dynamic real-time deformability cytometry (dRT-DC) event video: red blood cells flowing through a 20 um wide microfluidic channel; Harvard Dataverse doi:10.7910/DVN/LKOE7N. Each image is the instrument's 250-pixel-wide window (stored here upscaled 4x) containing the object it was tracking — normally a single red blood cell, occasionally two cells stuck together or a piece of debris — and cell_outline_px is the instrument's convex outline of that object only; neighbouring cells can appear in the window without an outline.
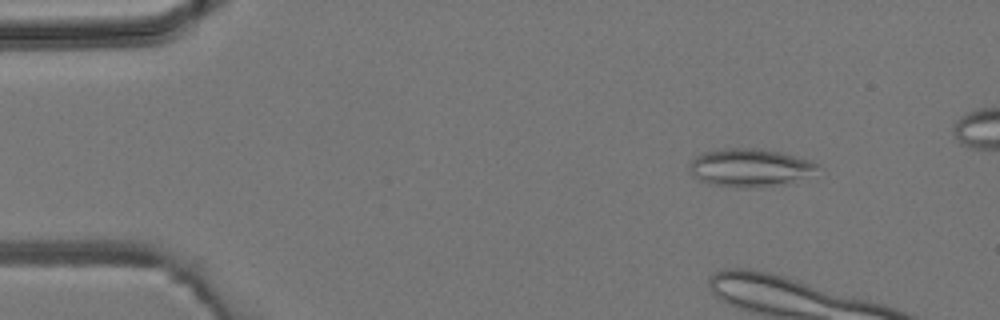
{"species": "common noctule bat (a hibernating species)", "species_latin": "Nyctalus noctula", "temperature_condition": "room temperature", "stored_images_in_passage": 3, "camera_frame_rate_fps": 3000, "um_per_image_px": 0.085, "animal": {"sex": "male", "body_mass_g": 19.2, "forearm_length_mm": 51.8}, "frame": {"image": 1, "passage_image": 1, "time_ms": 0.0, "image_size_px": [1000, 320], "cell_outline_px": [[816, 168], [800, 176], [788, 180], [772, 184], [748, 188], [736, 188], [708, 184], [692, 176], [688, 168], [692, 160], [696, 156], [704, 152], [728, 148], [760, 148], [784, 152], [812, 160], [816, 164]], "centroid_in_image_um": [63.59, 14.21], "position_along_channel_um": 21.4, "area_um2": 27.63}}